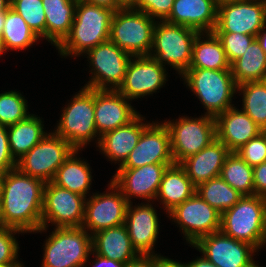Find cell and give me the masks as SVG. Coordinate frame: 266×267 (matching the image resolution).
<instances>
[{"label":"cell","mask_w":266,"mask_h":267,"mask_svg":"<svg viewBox=\"0 0 266 267\" xmlns=\"http://www.w3.org/2000/svg\"><path fill=\"white\" fill-rule=\"evenodd\" d=\"M154 163L175 164L170 133L164 122H152L143 130L137 145L119 168H138Z\"/></svg>","instance_id":"obj_18"},{"label":"cell","mask_w":266,"mask_h":267,"mask_svg":"<svg viewBox=\"0 0 266 267\" xmlns=\"http://www.w3.org/2000/svg\"><path fill=\"white\" fill-rule=\"evenodd\" d=\"M123 7H131L135 0H117Z\"/></svg>","instance_id":"obj_53"},{"label":"cell","mask_w":266,"mask_h":267,"mask_svg":"<svg viewBox=\"0 0 266 267\" xmlns=\"http://www.w3.org/2000/svg\"><path fill=\"white\" fill-rule=\"evenodd\" d=\"M201 36L206 37V40ZM189 68L230 69L222 43L214 32L197 34L193 44L192 60Z\"/></svg>","instance_id":"obj_30"},{"label":"cell","mask_w":266,"mask_h":267,"mask_svg":"<svg viewBox=\"0 0 266 267\" xmlns=\"http://www.w3.org/2000/svg\"><path fill=\"white\" fill-rule=\"evenodd\" d=\"M220 231L257 250L266 243V198L242 196L230 209L221 214Z\"/></svg>","instance_id":"obj_3"},{"label":"cell","mask_w":266,"mask_h":267,"mask_svg":"<svg viewBox=\"0 0 266 267\" xmlns=\"http://www.w3.org/2000/svg\"><path fill=\"white\" fill-rule=\"evenodd\" d=\"M166 77L165 66L154 58L132 56L124 80L117 91L132 101L157 92L156 90L166 83Z\"/></svg>","instance_id":"obj_17"},{"label":"cell","mask_w":266,"mask_h":267,"mask_svg":"<svg viewBox=\"0 0 266 267\" xmlns=\"http://www.w3.org/2000/svg\"><path fill=\"white\" fill-rule=\"evenodd\" d=\"M220 177L242 196L255 195L253 167L237 153L230 152L226 156Z\"/></svg>","instance_id":"obj_33"},{"label":"cell","mask_w":266,"mask_h":267,"mask_svg":"<svg viewBox=\"0 0 266 267\" xmlns=\"http://www.w3.org/2000/svg\"><path fill=\"white\" fill-rule=\"evenodd\" d=\"M74 150L76 149L69 142L56 133H47L17 161L16 167L24 174L48 183Z\"/></svg>","instance_id":"obj_10"},{"label":"cell","mask_w":266,"mask_h":267,"mask_svg":"<svg viewBox=\"0 0 266 267\" xmlns=\"http://www.w3.org/2000/svg\"><path fill=\"white\" fill-rule=\"evenodd\" d=\"M17 162L10 153L7 126L0 125V172L7 173L16 168Z\"/></svg>","instance_id":"obj_43"},{"label":"cell","mask_w":266,"mask_h":267,"mask_svg":"<svg viewBox=\"0 0 266 267\" xmlns=\"http://www.w3.org/2000/svg\"><path fill=\"white\" fill-rule=\"evenodd\" d=\"M266 24L264 25V27L259 31V33L256 36V39L258 41V43L260 44V47L262 48V50L264 52H266Z\"/></svg>","instance_id":"obj_50"},{"label":"cell","mask_w":266,"mask_h":267,"mask_svg":"<svg viewBox=\"0 0 266 267\" xmlns=\"http://www.w3.org/2000/svg\"><path fill=\"white\" fill-rule=\"evenodd\" d=\"M11 0H0V12H6L10 8Z\"/></svg>","instance_id":"obj_51"},{"label":"cell","mask_w":266,"mask_h":267,"mask_svg":"<svg viewBox=\"0 0 266 267\" xmlns=\"http://www.w3.org/2000/svg\"><path fill=\"white\" fill-rule=\"evenodd\" d=\"M2 175H3V174L0 172V183H1Z\"/></svg>","instance_id":"obj_58"},{"label":"cell","mask_w":266,"mask_h":267,"mask_svg":"<svg viewBox=\"0 0 266 267\" xmlns=\"http://www.w3.org/2000/svg\"><path fill=\"white\" fill-rule=\"evenodd\" d=\"M171 165L154 163L138 168H118L111 181L129 203L133 196L150 202L156 199L163 173Z\"/></svg>","instance_id":"obj_19"},{"label":"cell","mask_w":266,"mask_h":267,"mask_svg":"<svg viewBox=\"0 0 266 267\" xmlns=\"http://www.w3.org/2000/svg\"><path fill=\"white\" fill-rule=\"evenodd\" d=\"M233 1H240V0H215L217 5H220V4L226 3V2H233Z\"/></svg>","instance_id":"obj_57"},{"label":"cell","mask_w":266,"mask_h":267,"mask_svg":"<svg viewBox=\"0 0 266 267\" xmlns=\"http://www.w3.org/2000/svg\"><path fill=\"white\" fill-rule=\"evenodd\" d=\"M85 55L90 60L93 76L84 87L117 90L124 80L132 56L110 40L93 47Z\"/></svg>","instance_id":"obj_11"},{"label":"cell","mask_w":266,"mask_h":267,"mask_svg":"<svg viewBox=\"0 0 266 267\" xmlns=\"http://www.w3.org/2000/svg\"><path fill=\"white\" fill-rule=\"evenodd\" d=\"M16 233L20 234L23 232L10 227H0V265L19 262L17 259L19 244L16 238H14Z\"/></svg>","instance_id":"obj_41"},{"label":"cell","mask_w":266,"mask_h":267,"mask_svg":"<svg viewBox=\"0 0 266 267\" xmlns=\"http://www.w3.org/2000/svg\"><path fill=\"white\" fill-rule=\"evenodd\" d=\"M181 77L206 108V115L216 117L234 106L231 101L237 85L231 69L189 68Z\"/></svg>","instance_id":"obj_4"},{"label":"cell","mask_w":266,"mask_h":267,"mask_svg":"<svg viewBox=\"0 0 266 267\" xmlns=\"http://www.w3.org/2000/svg\"><path fill=\"white\" fill-rule=\"evenodd\" d=\"M170 133L171 152L175 164L197 154L216 139L215 117L206 115L199 118L179 117L175 122L166 121Z\"/></svg>","instance_id":"obj_9"},{"label":"cell","mask_w":266,"mask_h":267,"mask_svg":"<svg viewBox=\"0 0 266 267\" xmlns=\"http://www.w3.org/2000/svg\"><path fill=\"white\" fill-rule=\"evenodd\" d=\"M156 20L132 7L114 12L109 40L131 56H149Z\"/></svg>","instance_id":"obj_6"},{"label":"cell","mask_w":266,"mask_h":267,"mask_svg":"<svg viewBox=\"0 0 266 267\" xmlns=\"http://www.w3.org/2000/svg\"><path fill=\"white\" fill-rule=\"evenodd\" d=\"M5 19H6V12H0V36L2 35L4 30Z\"/></svg>","instance_id":"obj_52"},{"label":"cell","mask_w":266,"mask_h":267,"mask_svg":"<svg viewBox=\"0 0 266 267\" xmlns=\"http://www.w3.org/2000/svg\"><path fill=\"white\" fill-rule=\"evenodd\" d=\"M215 0H174L166 22L192 28L199 33L213 32L217 22Z\"/></svg>","instance_id":"obj_23"},{"label":"cell","mask_w":266,"mask_h":267,"mask_svg":"<svg viewBox=\"0 0 266 267\" xmlns=\"http://www.w3.org/2000/svg\"><path fill=\"white\" fill-rule=\"evenodd\" d=\"M255 195L266 198V161L253 167Z\"/></svg>","instance_id":"obj_44"},{"label":"cell","mask_w":266,"mask_h":267,"mask_svg":"<svg viewBox=\"0 0 266 267\" xmlns=\"http://www.w3.org/2000/svg\"><path fill=\"white\" fill-rule=\"evenodd\" d=\"M159 267H188L187 264L171 260L170 258L162 257L159 261Z\"/></svg>","instance_id":"obj_49"},{"label":"cell","mask_w":266,"mask_h":267,"mask_svg":"<svg viewBox=\"0 0 266 267\" xmlns=\"http://www.w3.org/2000/svg\"><path fill=\"white\" fill-rule=\"evenodd\" d=\"M196 192L185 169L180 164L168 166L164 171L156 199L164 205L167 213L182 204Z\"/></svg>","instance_id":"obj_28"},{"label":"cell","mask_w":266,"mask_h":267,"mask_svg":"<svg viewBox=\"0 0 266 267\" xmlns=\"http://www.w3.org/2000/svg\"><path fill=\"white\" fill-rule=\"evenodd\" d=\"M67 105L63 108L54 133L69 142L76 150H81L95 137H99L94 116V89L82 87Z\"/></svg>","instance_id":"obj_8"},{"label":"cell","mask_w":266,"mask_h":267,"mask_svg":"<svg viewBox=\"0 0 266 267\" xmlns=\"http://www.w3.org/2000/svg\"><path fill=\"white\" fill-rule=\"evenodd\" d=\"M84 196L55 185L52 181L45 184L41 228L46 231L48 223L56 227H81L84 221ZM47 225V226H46Z\"/></svg>","instance_id":"obj_12"},{"label":"cell","mask_w":266,"mask_h":267,"mask_svg":"<svg viewBox=\"0 0 266 267\" xmlns=\"http://www.w3.org/2000/svg\"><path fill=\"white\" fill-rule=\"evenodd\" d=\"M134 208V209H133ZM125 226L133 248L139 255H158L153 248L159 234V219L150 203L127 207Z\"/></svg>","instance_id":"obj_21"},{"label":"cell","mask_w":266,"mask_h":267,"mask_svg":"<svg viewBox=\"0 0 266 267\" xmlns=\"http://www.w3.org/2000/svg\"><path fill=\"white\" fill-rule=\"evenodd\" d=\"M10 8L20 14L40 38L46 39V18L42 0H11Z\"/></svg>","instance_id":"obj_38"},{"label":"cell","mask_w":266,"mask_h":267,"mask_svg":"<svg viewBox=\"0 0 266 267\" xmlns=\"http://www.w3.org/2000/svg\"><path fill=\"white\" fill-rule=\"evenodd\" d=\"M198 33L183 25L157 21L153 31L152 52L149 56L161 65L165 66L167 63L172 66L182 76L189 69L193 44Z\"/></svg>","instance_id":"obj_5"},{"label":"cell","mask_w":266,"mask_h":267,"mask_svg":"<svg viewBox=\"0 0 266 267\" xmlns=\"http://www.w3.org/2000/svg\"><path fill=\"white\" fill-rule=\"evenodd\" d=\"M78 0H42L46 18V39L56 48L69 35Z\"/></svg>","instance_id":"obj_27"},{"label":"cell","mask_w":266,"mask_h":267,"mask_svg":"<svg viewBox=\"0 0 266 267\" xmlns=\"http://www.w3.org/2000/svg\"><path fill=\"white\" fill-rule=\"evenodd\" d=\"M222 43L227 60L231 65L239 59L249 47L255 36L240 33H215Z\"/></svg>","instance_id":"obj_39"},{"label":"cell","mask_w":266,"mask_h":267,"mask_svg":"<svg viewBox=\"0 0 266 267\" xmlns=\"http://www.w3.org/2000/svg\"><path fill=\"white\" fill-rule=\"evenodd\" d=\"M243 93V111L266 131V80L246 82L237 86Z\"/></svg>","instance_id":"obj_36"},{"label":"cell","mask_w":266,"mask_h":267,"mask_svg":"<svg viewBox=\"0 0 266 267\" xmlns=\"http://www.w3.org/2000/svg\"><path fill=\"white\" fill-rule=\"evenodd\" d=\"M216 138L221 141L230 152H235L251 138L263 132L242 109L231 107L215 117Z\"/></svg>","instance_id":"obj_22"},{"label":"cell","mask_w":266,"mask_h":267,"mask_svg":"<svg viewBox=\"0 0 266 267\" xmlns=\"http://www.w3.org/2000/svg\"><path fill=\"white\" fill-rule=\"evenodd\" d=\"M34 115L30 114L20 122L7 127L10 153L16 162L47 134L43 130L42 119Z\"/></svg>","instance_id":"obj_29"},{"label":"cell","mask_w":266,"mask_h":267,"mask_svg":"<svg viewBox=\"0 0 266 267\" xmlns=\"http://www.w3.org/2000/svg\"><path fill=\"white\" fill-rule=\"evenodd\" d=\"M249 166H256L266 161V131L251 138L235 151Z\"/></svg>","instance_id":"obj_40"},{"label":"cell","mask_w":266,"mask_h":267,"mask_svg":"<svg viewBox=\"0 0 266 267\" xmlns=\"http://www.w3.org/2000/svg\"><path fill=\"white\" fill-rule=\"evenodd\" d=\"M6 51L30 48L40 37L12 8L6 11L4 30L1 35Z\"/></svg>","instance_id":"obj_34"},{"label":"cell","mask_w":266,"mask_h":267,"mask_svg":"<svg viewBox=\"0 0 266 267\" xmlns=\"http://www.w3.org/2000/svg\"><path fill=\"white\" fill-rule=\"evenodd\" d=\"M93 255H95L96 260H94L92 265L93 267H124L125 264L119 261H115L112 259H108L105 258L103 256H100L98 254H96L93 250H92Z\"/></svg>","instance_id":"obj_46"},{"label":"cell","mask_w":266,"mask_h":267,"mask_svg":"<svg viewBox=\"0 0 266 267\" xmlns=\"http://www.w3.org/2000/svg\"><path fill=\"white\" fill-rule=\"evenodd\" d=\"M173 3L174 0H135L131 7L146 13L154 20L165 21L172 11Z\"/></svg>","instance_id":"obj_42"},{"label":"cell","mask_w":266,"mask_h":267,"mask_svg":"<svg viewBox=\"0 0 266 267\" xmlns=\"http://www.w3.org/2000/svg\"><path fill=\"white\" fill-rule=\"evenodd\" d=\"M125 96L117 90H95V125L99 138L131 122L138 114Z\"/></svg>","instance_id":"obj_20"},{"label":"cell","mask_w":266,"mask_h":267,"mask_svg":"<svg viewBox=\"0 0 266 267\" xmlns=\"http://www.w3.org/2000/svg\"><path fill=\"white\" fill-rule=\"evenodd\" d=\"M2 193L0 189V227H2Z\"/></svg>","instance_id":"obj_55"},{"label":"cell","mask_w":266,"mask_h":267,"mask_svg":"<svg viewBox=\"0 0 266 267\" xmlns=\"http://www.w3.org/2000/svg\"><path fill=\"white\" fill-rule=\"evenodd\" d=\"M192 247L218 267H254L253 256L257 249L238 241L221 231L200 238ZM253 254V255H252Z\"/></svg>","instance_id":"obj_16"},{"label":"cell","mask_w":266,"mask_h":267,"mask_svg":"<svg viewBox=\"0 0 266 267\" xmlns=\"http://www.w3.org/2000/svg\"><path fill=\"white\" fill-rule=\"evenodd\" d=\"M110 189V193H93L85 200L84 221L81 227L90 231L91 235L125 224L129 202L112 181L109 183L108 190Z\"/></svg>","instance_id":"obj_15"},{"label":"cell","mask_w":266,"mask_h":267,"mask_svg":"<svg viewBox=\"0 0 266 267\" xmlns=\"http://www.w3.org/2000/svg\"><path fill=\"white\" fill-rule=\"evenodd\" d=\"M228 148L217 138L197 154L183 160L180 165L185 169L187 176L195 187L220 176Z\"/></svg>","instance_id":"obj_25"},{"label":"cell","mask_w":266,"mask_h":267,"mask_svg":"<svg viewBox=\"0 0 266 267\" xmlns=\"http://www.w3.org/2000/svg\"><path fill=\"white\" fill-rule=\"evenodd\" d=\"M27 107V100L20 92L0 93V125L8 127L25 119L30 115Z\"/></svg>","instance_id":"obj_37"},{"label":"cell","mask_w":266,"mask_h":267,"mask_svg":"<svg viewBox=\"0 0 266 267\" xmlns=\"http://www.w3.org/2000/svg\"><path fill=\"white\" fill-rule=\"evenodd\" d=\"M45 182L21 172L17 167L2 175V226L23 233L41 228Z\"/></svg>","instance_id":"obj_1"},{"label":"cell","mask_w":266,"mask_h":267,"mask_svg":"<svg viewBox=\"0 0 266 267\" xmlns=\"http://www.w3.org/2000/svg\"><path fill=\"white\" fill-rule=\"evenodd\" d=\"M113 14L112 9L78 0L70 33L57 47L60 55L80 56L108 41Z\"/></svg>","instance_id":"obj_2"},{"label":"cell","mask_w":266,"mask_h":267,"mask_svg":"<svg viewBox=\"0 0 266 267\" xmlns=\"http://www.w3.org/2000/svg\"><path fill=\"white\" fill-rule=\"evenodd\" d=\"M236 85L266 80V57L255 38L245 53L230 65Z\"/></svg>","instance_id":"obj_32"},{"label":"cell","mask_w":266,"mask_h":267,"mask_svg":"<svg viewBox=\"0 0 266 267\" xmlns=\"http://www.w3.org/2000/svg\"><path fill=\"white\" fill-rule=\"evenodd\" d=\"M145 118L140 113L128 124L120 126L97 138V146L110 161L121 166L128 158L130 152L137 145L143 130L150 123H142Z\"/></svg>","instance_id":"obj_24"},{"label":"cell","mask_w":266,"mask_h":267,"mask_svg":"<svg viewBox=\"0 0 266 267\" xmlns=\"http://www.w3.org/2000/svg\"><path fill=\"white\" fill-rule=\"evenodd\" d=\"M160 255H140L136 260L125 264L124 267H159Z\"/></svg>","instance_id":"obj_45"},{"label":"cell","mask_w":266,"mask_h":267,"mask_svg":"<svg viewBox=\"0 0 266 267\" xmlns=\"http://www.w3.org/2000/svg\"><path fill=\"white\" fill-rule=\"evenodd\" d=\"M266 24V4L261 0H240L218 5L214 33L257 36Z\"/></svg>","instance_id":"obj_14"},{"label":"cell","mask_w":266,"mask_h":267,"mask_svg":"<svg viewBox=\"0 0 266 267\" xmlns=\"http://www.w3.org/2000/svg\"><path fill=\"white\" fill-rule=\"evenodd\" d=\"M89 4L98 5L104 8L112 9L114 12L118 9L123 8V6L117 0H79Z\"/></svg>","instance_id":"obj_47"},{"label":"cell","mask_w":266,"mask_h":267,"mask_svg":"<svg viewBox=\"0 0 266 267\" xmlns=\"http://www.w3.org/2000/svg\"><path fill=\"white\" fill-rule=\"evenodd\" d=\"M0 267H24V266L20 262H11V263L0 265Z\"/></svg>","instance_id":"obj_54"},{"label":"cell","mask_w":266,"mask_h":267,"mask_svg":"<svg viewBox=\"0 0 266 267\" xmlns=\"http://www.w3.org/2000/svg\"><path fill=\"white\" fill-rule=\"evenodd\" d=\"M196 192L210 206L219 213L232 208L242 197V195L226 183L220 176L196 187Z\"/></svg>","instance_id":"obj_35"},{"label":"cell","mask_w":266,"mask_h":267,"mask_svg":"<svg viewBox=\"0 0 266 267\" xmlns=\"http://www.w3.org/2000/svg\"><path fill=\"white\" fill-rule=\"evenodd\" d=\"M92 249L100 256L124 264L132 262L140 256L131 244L125 224L93 234Z\"/></svg>","instance_id":"obj_26"},{"label":"cell","mask_w":266,"mask_h":267,"mask_svg":"<svg viewBox=\"0 0 266 267\" xmlns=\"http://www.w3.org/2000/svg\"><path fill=\"white\" fill-rule=\"evenodd\" d=\"M78 151L74 150L58 168L52 182L86 198V194L91 188V169L87 162L82 161L81 158L77 159Z\"/></svg>","instance_id":"obj_31"},{"label":"cell","mask_w":266,"mask_h":267,"mask_svg":"<svg viewBox=\"0 0 266 267\" xmlns=\"http://www.w3.org/2000/svg\"><path fill=\"white\" fill-rule=\"evenodd\" d=\"M6 49H5V46H4V42L0 36V56L2 53H5Z\"/></svg>","instance_id":"obj_56"},{"label":"cell","mask_w":266,"mask_h":267,"mask_svg":"<svg viewBox=\"0 0 266 267\" xmlns=\"http://www.w3.org/2000/svg\"><path fill=\"white\" fill-rule=\"evenodd\" d=\"M188 267H218L210 262L204 255L201 257H197V259L192 262L187 263Z\"/></svg>","instance_id":"obj_48"},{"label":"cell","mask_w":266,"mask_h":267,"mask_svg":"<svg viewBox=\"0 0 266 267\" xmlns=\"http://www.w3.org/2000/svg\"><path fill=\"white\" fill-rule=\"evenodd\" d=\"M192 246L200 238L220 231L221 213L205 202L197 192L168 212Z\"/></svg>","instance_id":"obj_13"},{"label":"cell","mask_w":266,"mask_h":267,"mask_svg":"<svg viewBox=\"0 0 266 267\" xmlns=\"http://www.w3.org/2000/svg\"><path fill=\"white\" fill-rule=\"evenodd\" d=\"M44 245L41 267H84L92 254V235L82 227H55Z\"/></svg>","instance_id":"obj_7"}]
</instances>
